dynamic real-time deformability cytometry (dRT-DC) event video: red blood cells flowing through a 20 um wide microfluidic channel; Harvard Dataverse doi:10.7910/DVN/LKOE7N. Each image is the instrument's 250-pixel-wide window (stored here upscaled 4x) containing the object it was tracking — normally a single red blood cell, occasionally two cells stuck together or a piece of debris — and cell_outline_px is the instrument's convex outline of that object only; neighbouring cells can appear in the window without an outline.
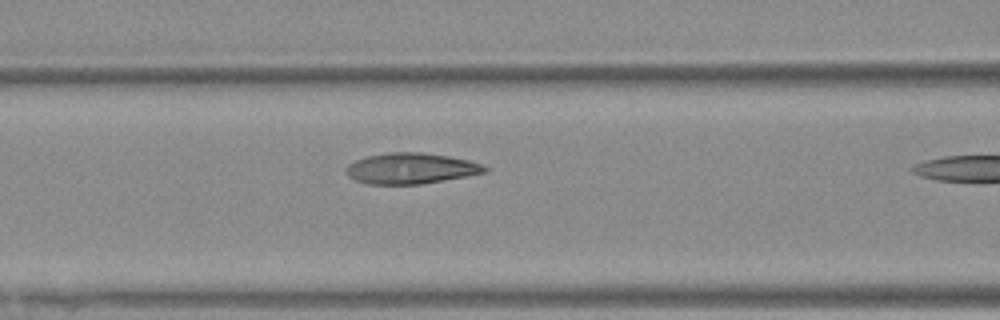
{"species": "Egyptian fruit bat (a non-hibernating species)", "species_latin": "Rousettus aegyptiacus", "temperature_condition": "warm", "stored_images_in_passage": 10, "camera_frame_rate_fps": 3000, "um_per_image_px": 0.085, "animal": {"sex": "female"}, "frame": {"image": 1, "passage_image": 9, "time_ms": 2.667, "image_size_px": [1000, 320], "cell_outline_px": [[488, 172], [420, 184], [368, 184], [356, 180], [348, 176], [344, 168], [348, 164], [356, 160], [368, 156], [388, 152], [420, 152], [448, 156], [468, 160], [480, 164], [488, 168]], "centroid_in_image_um": [34.89, 14.31], "position_along_channel_um": 131.7, "area_um2": 24.74}}